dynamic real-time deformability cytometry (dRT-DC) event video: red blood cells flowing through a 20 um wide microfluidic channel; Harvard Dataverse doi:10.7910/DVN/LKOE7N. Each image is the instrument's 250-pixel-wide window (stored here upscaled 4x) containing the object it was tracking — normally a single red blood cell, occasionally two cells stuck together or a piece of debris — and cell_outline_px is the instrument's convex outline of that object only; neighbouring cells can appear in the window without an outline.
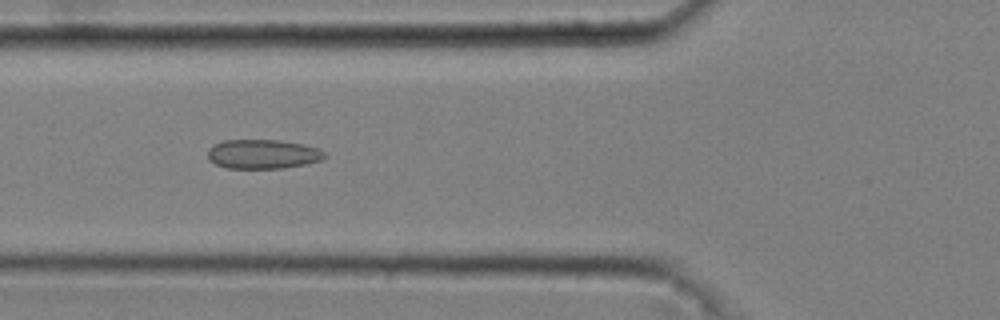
{"species": "common noctule bat (a hibernating species)", "species_latin": "Nyctalus noctula", "temperature_condition": "cold", "stored_images_in_passage": 51, "camera_frame_rate_fps": 3000, "um_per_image_px": 0.085, "animal": {"sex": "male", "body_mass_g": 20.4}, "frame": {"image": 1, "passage_image": 20, "time_ms": 6.333, "image_size_px": [1000, 320], "cell_outline_px": [[324, 156], [320, 160], [308, 164], [284, 168], [228, 168], [216, 164], [208, 160], [208, 148], [224, 140], [280, 140], [304, 144], [320, 148], [324, 152]], "centroid_in_image_um": [22.35, 13.09], "position_along_channel_um": 103.5, "area_um2": 20.0}}
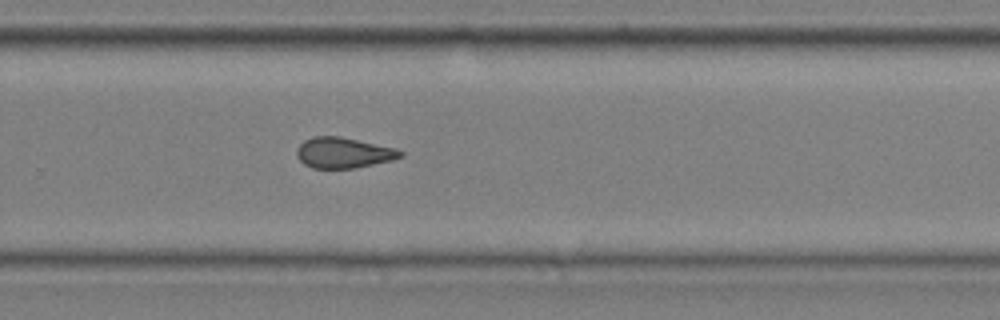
{"frame": {"image": 2, "passage_image": 36, "time_ms": 11.667, "image_size_px": [1000, 320], "cell_outline_px": [[404, 156], [392, 160], [356, 168], [312, 168], [304, 164], [296, 156], [296, 148], [304, 140], [312, 136], [340, 136], [396, 148], [404, 152]], "centroid_in_image_um": [29.19, 12.98], "position_along_channel_um": 300.6, "area_um2": 18.67}}
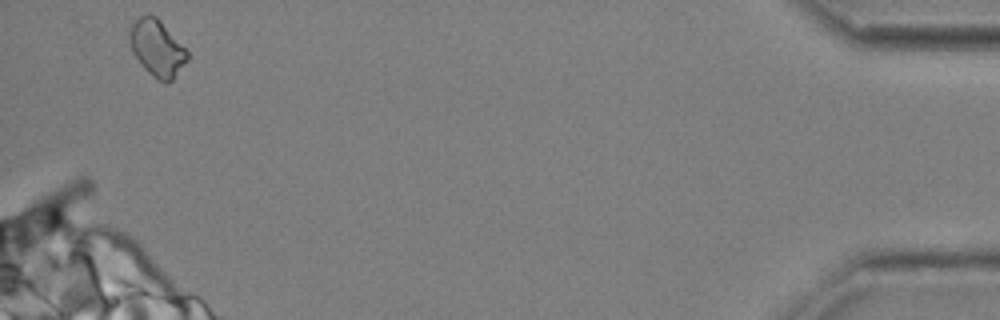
{"frame": {"image": 3, "passage_image": 51, "time_ms": 16.667, "image_size_px": [1000, 320], "cell_outline_px": [[188, 60], [172, 80], [164, 84], [156, 80], [140, 64], [132, 52], [128, 40], [128, 28], [140, 16], [156, 16], [160, 20], [188, 52]], "centroid_in_image_um": [13.32, 4.12], "position_along_channel_um": 421.9, "area_um2": 19.02}, "authors_computed_cell_mechanics": {"area_um2": 18.9584, "velocity_mm_per_s": 3.6999, "shape_relaxation_time_tau1_ms": null, "shape_relaxation_time_tau2_ms": 2.1479, "deformation_change_tau1": null, "deformation_change_tau2": 0.0924}}